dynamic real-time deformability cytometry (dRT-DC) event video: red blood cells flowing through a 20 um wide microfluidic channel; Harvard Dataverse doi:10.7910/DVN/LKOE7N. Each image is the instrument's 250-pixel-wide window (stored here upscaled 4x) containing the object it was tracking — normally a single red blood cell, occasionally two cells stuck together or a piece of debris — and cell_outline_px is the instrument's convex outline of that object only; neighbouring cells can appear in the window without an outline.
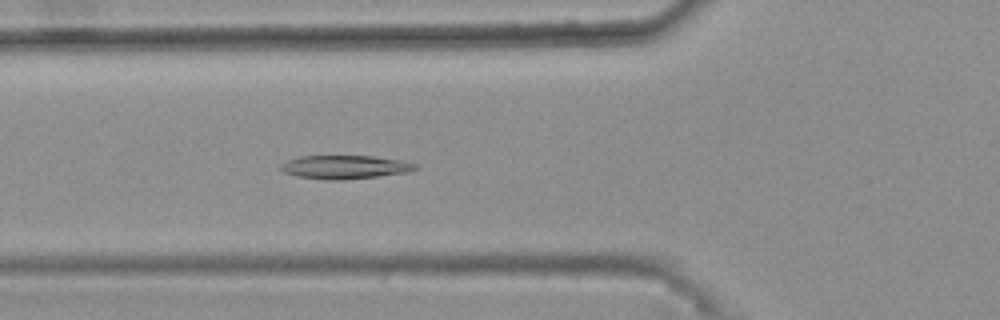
{"species": "common noctule bat (a hibernating species)", "species_latin": "Nyctalus noctula", "temperature_condition": "warm", "stored_images_in_passage": 46, "camera_frame_rate_fps": 3000, "um_per_image_px": 0.085, "animal": {"sex": "female", "body_mass_g": 25.1}, "frame": {"image": 1, "passage_image": 19, "time_ms": 6.0, "image_size_px": [1000, 320], "cell_outline_px": [[420, 168], [408, 172], [376, 176], [340, 180], [324, 180], [300, 176], [284, 172], [280, 168], [280, 164], [288, 160], [300, 156], [372, 156], [400, 160], [416, 164]], "centroid_in_image_um": [29.32, 14.19], "position_along_channel_um": 96.5, "area_um2": 18.26}}
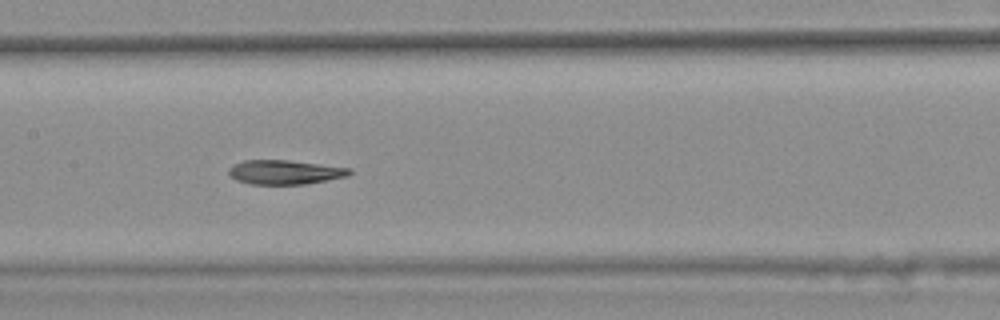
{"frame": {"image": 2, "passage_image": 26, "time_ms": 8.333, "image_size_px": [1000, 320], "cell_outline_px": [[352, 172], [348, 176], [328, 180], [304, 184], [252, 184], [236, 180], [228, 176], [228, 168], [232, 164], [244, 160], [288, 160], [352, 168]], "centroid_in_image_um": [24.18, 14.63], "position_along_channel_um": 183.2, "area_um2": 17.22}}
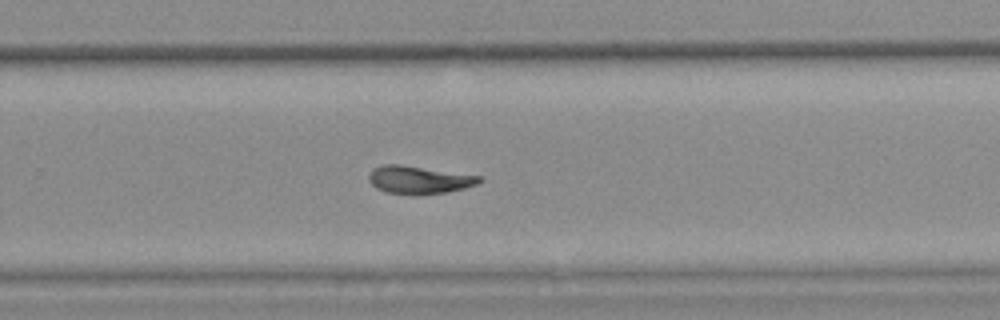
{"frame": {"image": 3, "passage_image": 35, "time_ms": 11.333, "image_size_px": [1000, 320], "cell_outline_px": [[484, 180], [476, 184], [464, 188], [444, 192], [388, 192], [376, 188], [368, 180], [368, 176], [372, 168], [384, 164], [400, 164], [480, 176]], "centroid_in_image_um": [35.59, 15.23], "position_along_channel_um": 294.2, "area_um2": 17.17}}